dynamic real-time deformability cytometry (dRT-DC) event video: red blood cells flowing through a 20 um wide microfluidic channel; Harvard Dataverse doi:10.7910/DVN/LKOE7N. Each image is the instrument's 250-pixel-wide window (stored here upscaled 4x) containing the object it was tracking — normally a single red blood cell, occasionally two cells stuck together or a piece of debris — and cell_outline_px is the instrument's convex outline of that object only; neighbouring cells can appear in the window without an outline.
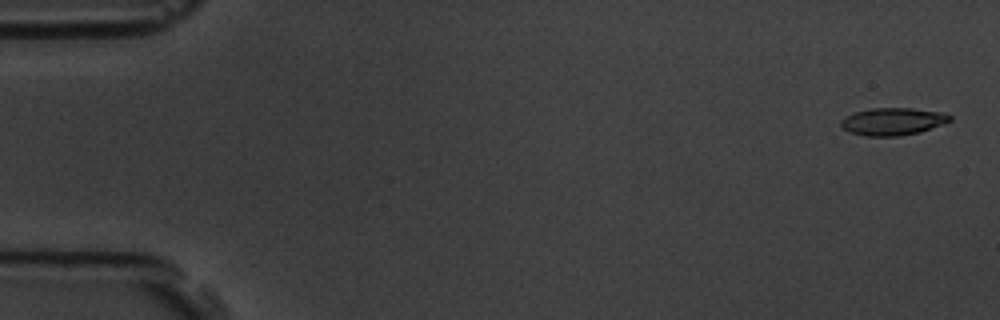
{"species": "common noctule bat (a hibernating species)", "species_latin": "Nyctalus noctula", "temperature_condition": "room temperature", "stored_images_in_passage": 5, "camera_frame_rate_fps": 3000, "um_per_image_px": 0.085, "animal": {"sex": "male", "body_mass_g": 19.5, "forearm_length_mm": 54.6}, "frame": {"image": 1, "passage_image": 1, "time_ms": 0.0, "image_size_px": [1000, 320], "cell_outline_px": [[952, 120], [944, 124], [920, 132], [900, 136], [864, 136], [848, 132], [840, 124], [840, 120], [844, 116], [856, 112], [872, 108], [912, 108], [948, 112], [952, 116]], "centroid_in_image_um": [75.93, 10.32], "position_along_channel_um": 9.1, "area_um2": 17.74}}
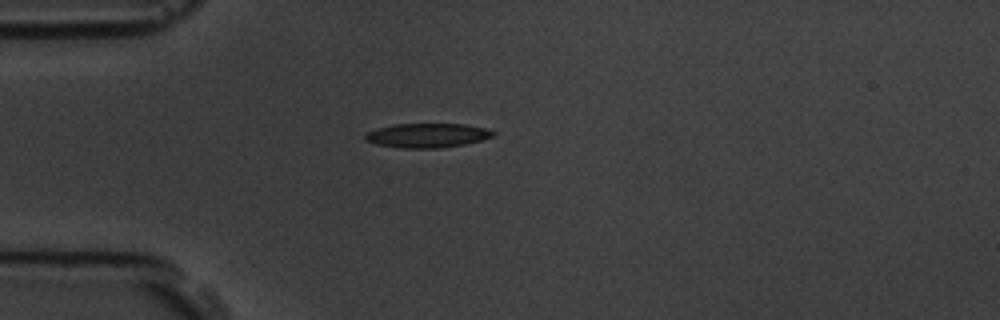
{"frame": {"image": 2, "passage_image": 5, "time_ms": 4.333, "image_size_px": [1000, 320], "cell_outline_px": [[496, 132], [492, 136], [480, 140], [464, 144], [440, 148], [400, 148], [376, 144], [364, 140], [364, 136], [368, 132], [376, 128], [396, 124], [464, 124], [488, 128]], "centroid_in_image_um": [36.3, 11.51], "position_along_channel_um": 48.7, "area_um2": 18.09}}